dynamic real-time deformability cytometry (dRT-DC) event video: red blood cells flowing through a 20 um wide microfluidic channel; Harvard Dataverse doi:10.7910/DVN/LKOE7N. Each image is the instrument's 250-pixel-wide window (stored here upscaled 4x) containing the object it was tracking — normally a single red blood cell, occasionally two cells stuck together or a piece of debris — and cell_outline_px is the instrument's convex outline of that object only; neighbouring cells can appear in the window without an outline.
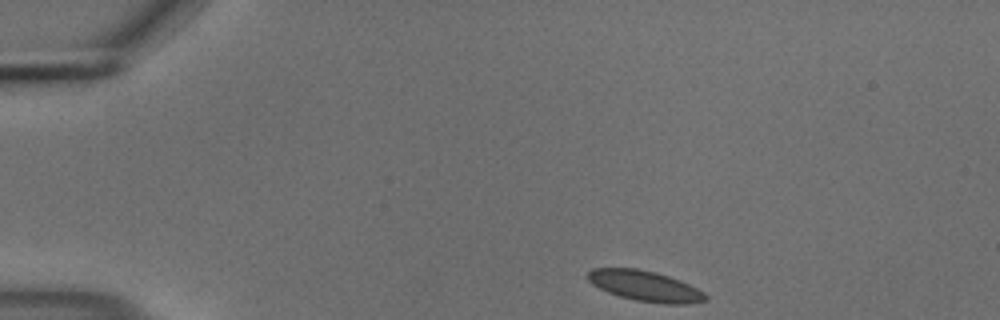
{"species": "common noctule bat (a hibernating species)", "species_latin": "Nyctalus noctula", "temperature_condition": "cold", "stored_images_in_passage": 46, "camera_frame_rate_fps": 3000, "um_per_image_px": 0.085, "animal": {"sex": "male", "body_mass_g": 18.8}, "frame": {"image": 1, "passage_image": 1, "time_ms": 0.0, "image_size_px": [1000, 320], "cell_outline_px": [[708, 300], [688, 304], [664, 304], [636, 300], [620, 296], [608, 292], [592, 284], [588, 280], [588, 272], [592, 268], [636, 268], [656, 272], [680, 280], [704, 292], [708, 296]], "centroid_in_image_um": [54.85, 24.31], "position_along_channel_um": 30.1, "area_um2": 20.87}}
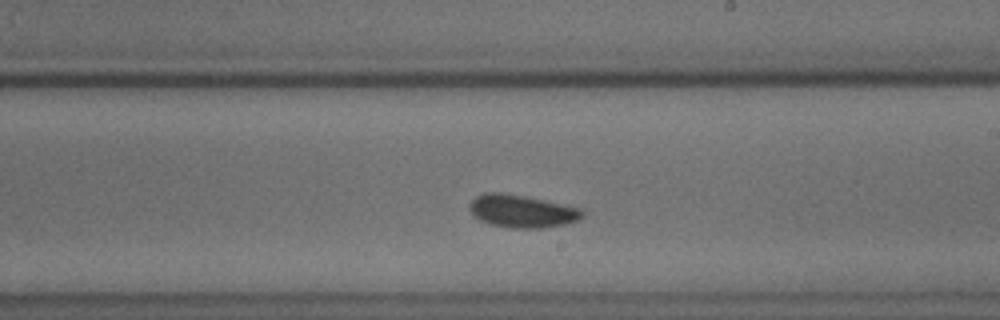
{"frame": {"image": 2, "passage_image": 24, "time_ms": 7.667, "image_size_px": [1000, 320], "cell_outline_px": [[584, 216], [580, 220], [564, 224], [540, 228], [508, 228], [492, 224], [480, 220], [468, 208], [472, 200], [476, 196], [484, 192], [500, 192], [524, 196], [544, 200], [580, 208], [584, 212]], "centroid_in_image_um": [44.37, 17.95], "position_along_channel_um": 244.6, "area_um2": 21.39}}
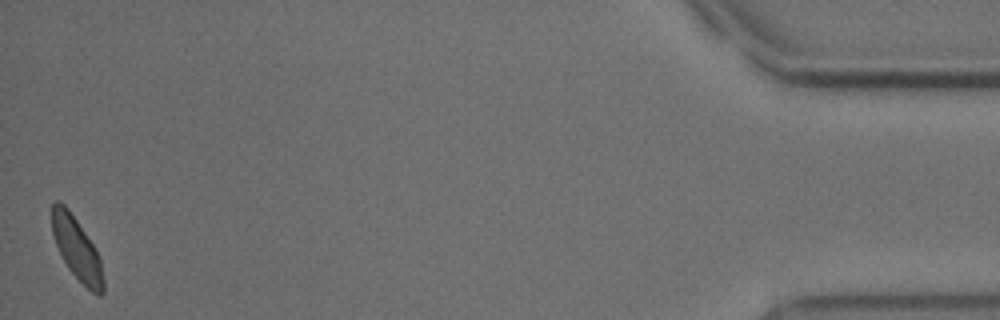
{"frame": {"image": 3, "passage_image": 46, "time_ms": 15.0, "image_size_px": [1000, 320], "cell_outline_px": [[104, 292], [100, 296], [96, 296], [68, 268], [56, 244], [52, 232], [52, 204], [56, 200], [60, 200], [68, 208], [100, 256], [104, 280]], "centroid_in_image_um": [6.54, 21.15], "position_along_channel_um": 428.7, "area_um2": 18.38}, "authors_computed_cell_mechanics": {"area_um2": 20.2878, "velocity_mm_per_s": 3.6529, "shape_relaxation_time_tau1_ms": 4.2614, "shape_relaxation_time_tau2_ms": 5.2745, "deformation_change_tau1": 0.0815, "deformation_change_tau2": 0.0834}}